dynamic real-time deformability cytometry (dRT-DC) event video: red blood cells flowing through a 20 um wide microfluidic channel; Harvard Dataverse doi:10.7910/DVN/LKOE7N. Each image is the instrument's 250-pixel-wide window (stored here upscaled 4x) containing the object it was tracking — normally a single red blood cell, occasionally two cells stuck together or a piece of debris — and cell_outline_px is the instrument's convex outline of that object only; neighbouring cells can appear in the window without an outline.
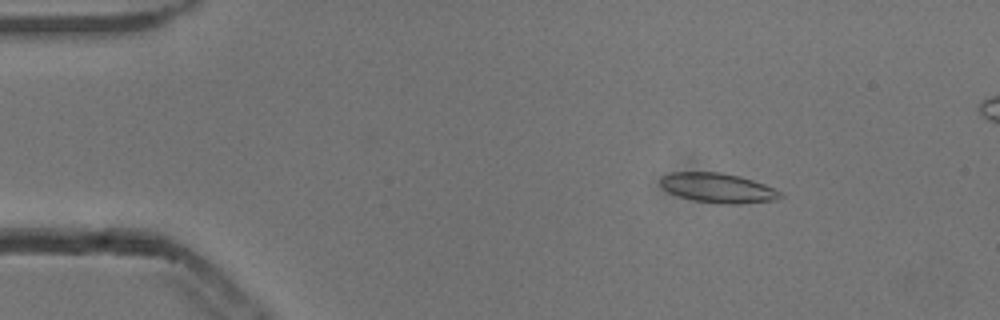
{"species": "common noctule bat (a hibernating species)", "species_latin": "Nyctalus noctula", "temperature_condition": "cold", "stored_images_in_passage": 28, "camera_frame_rate_fps": 3000, "um_per_image_px": 0.085, "animal": {"sex": "male", "body_mass_g": 13.3}, "frame": {"image": 1, "passage_image": 7, "time_ms": 2.0, "image_size_px": [1000, 320], "cell_outline_px": [[784, 196], [776, 200], [740, 204], [724, 204], [692, 200], [668, 192], [660, 184], [660, 176], [672, 172], [720, 172], [740, 176], [764, 184], [780, 192]], "centroid_in_image_um": [61.01, 15.97], "position_along_channel_um": 24.0, "area_um2": 20.69}}
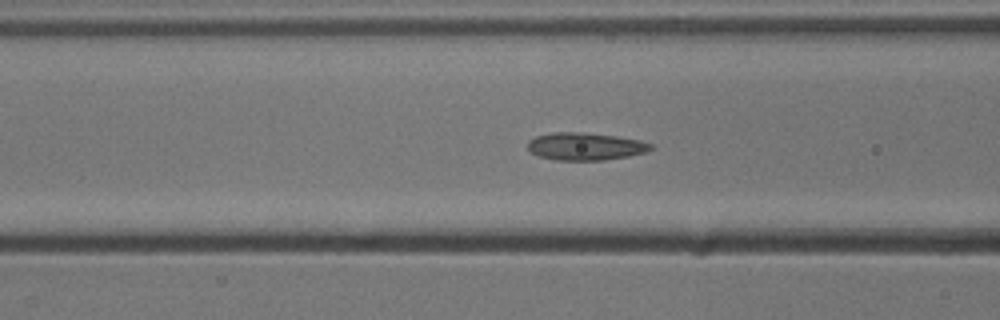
{"frame": {"image": 2, "passage_image": 20, "time_ms": 6.333, "image_size_px": [1000, 320], "cell_outline_px": [[652, 148], [648, 152], [628, 156], [604, 160], [556, 160], [540, 156], [532, 152], [528, 148], [528, 140], [536, 136], [552, 132], [580, 132], [616, 136], [640, 140], [652, 144]], "centroid_in_image_um": [49.76, 12.44], "position_along_channel_um": 116.8, "area_um2": 19.71}}
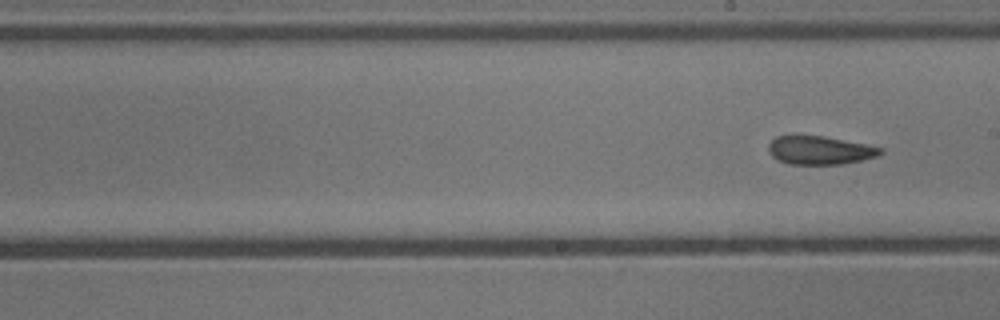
{"frame": {"image": 3, "passage_image": 28, "time_ms": 9.0, "image_size_px": [1000, 320], "cell_outline_px": [[884, 152], [876, 156], [844, 164], [792, 164], [776, 160], [768, 152], [768, 144], [776, 136], [824, 136], [884, 148]], "centroid_in_image_um": [69.67, 12.78], "position_along_channel_um": 219.3, "area_um2": 18.44}}